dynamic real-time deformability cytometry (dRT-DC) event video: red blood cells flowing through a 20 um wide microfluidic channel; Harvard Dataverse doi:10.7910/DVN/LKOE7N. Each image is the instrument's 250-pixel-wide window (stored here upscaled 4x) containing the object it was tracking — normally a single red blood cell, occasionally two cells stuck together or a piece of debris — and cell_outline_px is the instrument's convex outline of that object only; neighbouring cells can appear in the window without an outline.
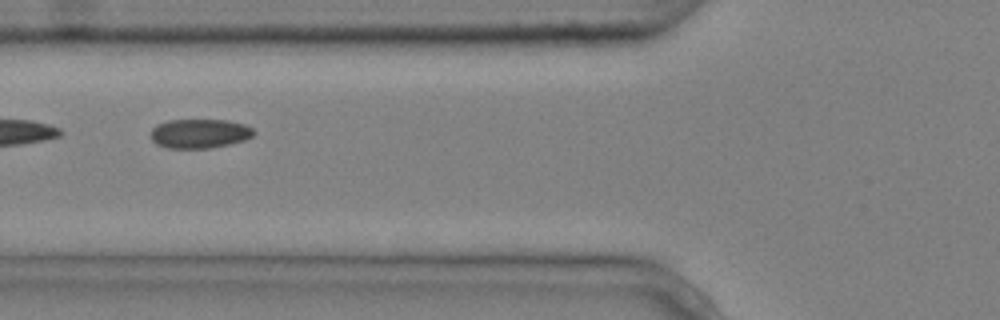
{"species": "common noctule bat (a hibernating species)", "species_latin": "Nyctalus noctula", "temperature_condition": "cold", "stored_images_in_passage": 8, "segment_of_instrument_passage": [2, 2], "camera_frame_rate_fps": 3000, "um_per_image_px": 0.085, "animal": {"sex": "male", "body_mass_g": 20.4}, "frame": {"image": 1, "passage_image": 6, "time_ms": 1.667, "image_size_px": [1000, 320], "cell_outline_px": [[256, 132], [252, 136], [244, 140], [228, 144], [208, 148], [168, 148], [156, 144], [152, 140], [148, 132], [156, 124], [168, 120], [228, 120], [244, 124], [252, 128]], "centroid_in_image_um": [16.92, 11.34], "position_along_channel_um": 108.9, "area_um2": 17.69}}